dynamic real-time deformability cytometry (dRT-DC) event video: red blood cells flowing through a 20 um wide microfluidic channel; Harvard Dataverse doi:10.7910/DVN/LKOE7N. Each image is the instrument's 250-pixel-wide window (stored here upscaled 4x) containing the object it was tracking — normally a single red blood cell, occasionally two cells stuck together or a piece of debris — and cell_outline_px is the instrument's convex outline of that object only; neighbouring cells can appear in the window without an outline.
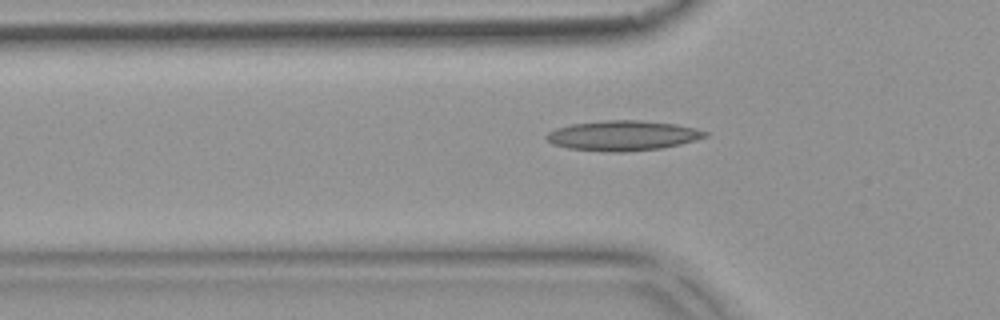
{"species": "common noctule bat (a hibernating species)", "species_latin": "Nyctalus noctula", "temperature_condition": "warm", "stored_images_in_passage": 48, "camera_frame_rate_fps": 3000, "um_per_image_px": 0.085, "animal": {"sex": "female", "body_mass_g": 18.4}, "frame": {"image": 1, "passage_image": 12, "time_ms": 3.667, "image_size_px": [1000, 320], "cell_outline_px": [[708, 136], [696, 140], [680, 144], [660, 148], [624, 152], [612, 152], [568, 148], [552, 144], [544, 136], [548, 132], [556, 128], [572, 124], [604, 120], [640, 120], [676, 124], [708, 132]], "centroid_in_image_um": [52.92, 11.52], "position_along_channel_um": 72.9, "area_um2": 27.63}}
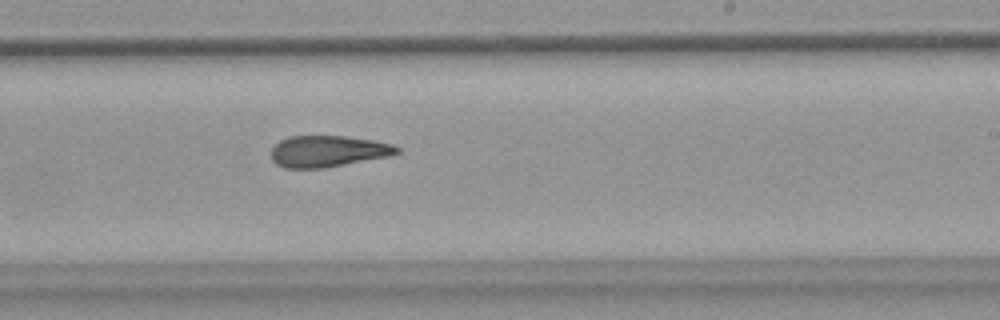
{"frame": {"image": 2, "passage_image": 27, "time_ms": 8.667, "image_size_px": [1000, 320], "cell_outline_px": [[400, 152], [388, 156], [324, 168], [284, 168], [276, 164], [272, 160], [272, 148], [280, 140], [288, 136], [344, 136], [372, 140], [392, 144], [400, 148]], "centroid_in_image_um": [27.85, 12.85], "position_along_channel_um": 261.1, "area_um2": 22.89}}
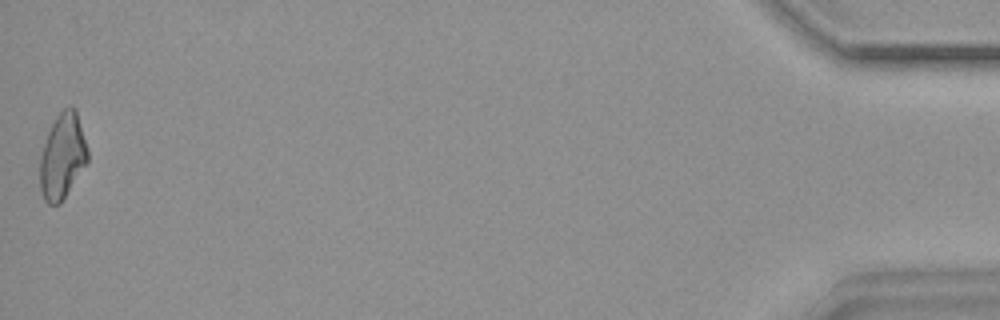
{"frame": {"image": 3, "passage_image": 48, "time_ms": 15.667, "image_size_px": [1000, 320], "cell_outline_px": [[88, 160], [60, 204], [48, 204], [44, 200], [40, 188], [40, 156], [48, 132], [56, 116], [68, 104], [72, 104], [76, 108], [88, 148]], "centroid_in_image_um": [5.31, 13.24], "position_along_channel_um": 429.9, "area_um2": 23.76}, "authors_computed_cell_mechanics": {"area_um2": 24.0448, "velocity_mm_per_s": 3.7685, "shape_relaxation_time_tau1_ms": null, "shape_relaxation_time_tau2_ms": 4.851, "deformation_change_tau1": null, "deformation_change_tau2": 0.1575}}